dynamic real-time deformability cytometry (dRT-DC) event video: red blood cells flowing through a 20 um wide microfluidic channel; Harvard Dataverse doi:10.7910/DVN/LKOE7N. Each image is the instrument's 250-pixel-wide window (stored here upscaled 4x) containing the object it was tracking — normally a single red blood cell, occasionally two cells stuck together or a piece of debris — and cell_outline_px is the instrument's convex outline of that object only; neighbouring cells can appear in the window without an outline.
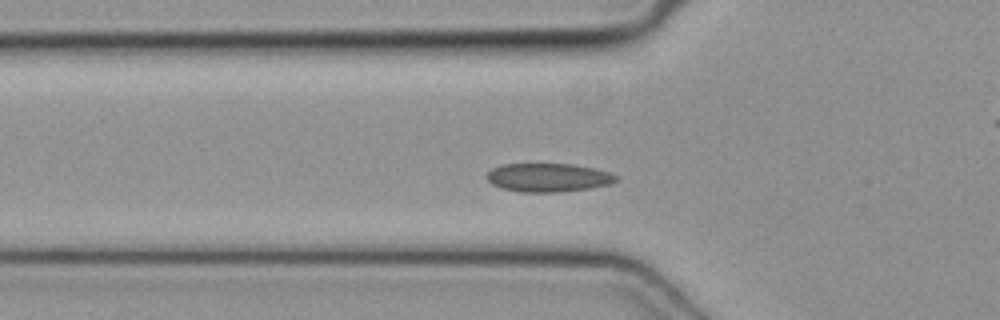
{"species": "common noctule bat (a hibernating species)", "species_latin": "Nyctalus noctula", "temperature_condition": "cold", "stored_images_in_passage": 45, "camera_frame_rate_fps": 3000, "um_per_image_px": 0.085, "animal": {"sex": "female", "body_mass_g": 19.3, "forearm_length_mm": 54.1}, "frame": {"image": 1, "passage_image": 11, "time_ms": 3.333, "image_size_px": [1000, 320], "cell_outline_px": [[620, 180], [612, 184], [592, 188], [556, 192], [520, 192], [500, 188], [492, 184], [484, 176], [492, 168], [500, 164], [572, 164], [592, 168], [608, 172], [620, 176]], "centroid_in_image_um": [46.61, 15.09], "position_along_channel_um": 79.2, "area_um2": 21.79}}
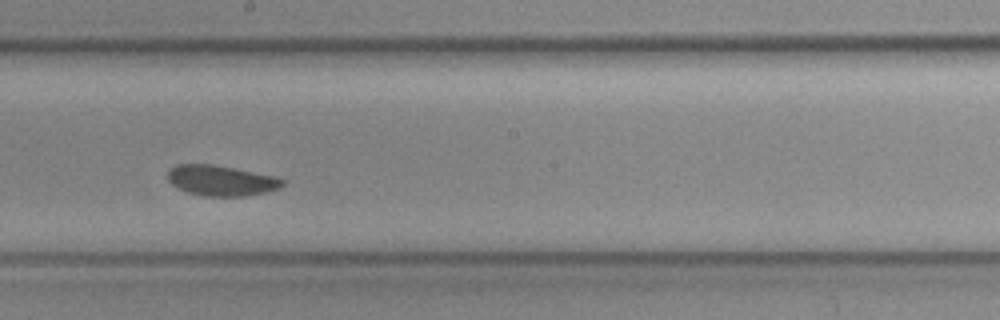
{"frame": {"image": 2, "passage_image": 22, "time_ms": 7.0, "image_size_px": [1000, 320], "cell_outline_px": [[284, 184], [280, 188], [264, 192], [244, 196], [204, 196], [188, 192], [172, 184], [168, 180], [168, 168], [176, 164], [212, 164], [276, 176], [284, 180]], "centroid_in_image_um": [18.79, 15.33], "position_along_channel_um": 229.4, "area_um2": 20.29}}
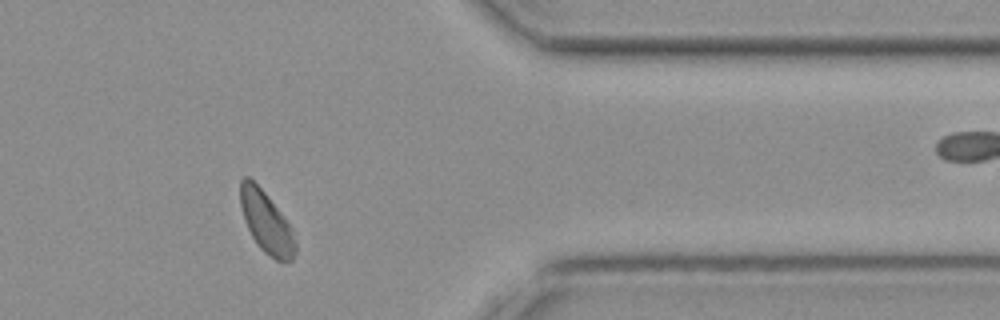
{"frame": {"image": 3, "passage_image": 35, "time_ms": 11.333, "image_size_px": [1000, 320], "cell_outline_px": [[296, 252], [292, 260], [276, 260], [264, 252], [256, 244], [244, 220], [240, 204], [240, 180], [244, 176], [248, 176], [268, 196], [288, 224], [296, 244]], "centroid_in_image_um": [22.6, 18.89], "position_along_channel_um": 388.8, "area_um2": 19.25}}